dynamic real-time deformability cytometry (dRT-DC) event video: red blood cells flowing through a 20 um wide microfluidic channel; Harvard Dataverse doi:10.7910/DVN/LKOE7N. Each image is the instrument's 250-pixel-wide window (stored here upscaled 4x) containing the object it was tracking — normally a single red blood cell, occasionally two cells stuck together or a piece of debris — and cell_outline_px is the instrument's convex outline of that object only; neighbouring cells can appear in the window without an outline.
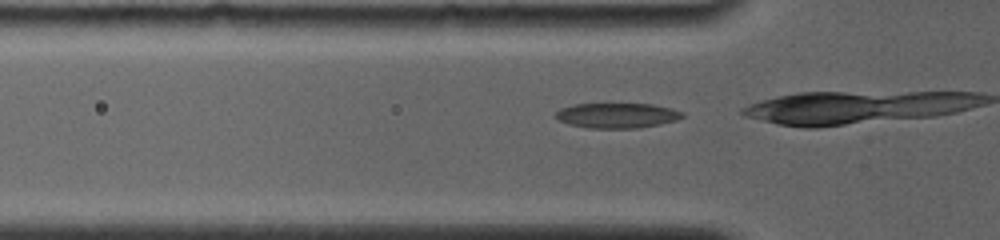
{"species": "common noctule bat (a hibernating species)", "species_latin": "Nyctalus noctula", "temperature_condition": "room temperature", "stored_images_in_passage": 5, "camera_frame_rate_fps": 4000, "um_per_image_px": 0.085, "animal": {"sex": "female", "body_mass_g": 19.0, "forearm_length_mm": 56.7}, "frame": {"image": 1, "passage_image": 2, "time_ms": 0.25, "image_size_px": [1000, 240], "cell_outline_px": [[684, 116], [676, 120], [660, 124], [636, 128], [588, 128], [568, 124], [556, 120], [556, 112], [560, 108], [576, 104], [652, 104], [672, 108], [684, 112]], "centroid_in_image_um": [52.44, 9.81], "position_along_channel_um": 73.4, "area_um2": 18.55}}